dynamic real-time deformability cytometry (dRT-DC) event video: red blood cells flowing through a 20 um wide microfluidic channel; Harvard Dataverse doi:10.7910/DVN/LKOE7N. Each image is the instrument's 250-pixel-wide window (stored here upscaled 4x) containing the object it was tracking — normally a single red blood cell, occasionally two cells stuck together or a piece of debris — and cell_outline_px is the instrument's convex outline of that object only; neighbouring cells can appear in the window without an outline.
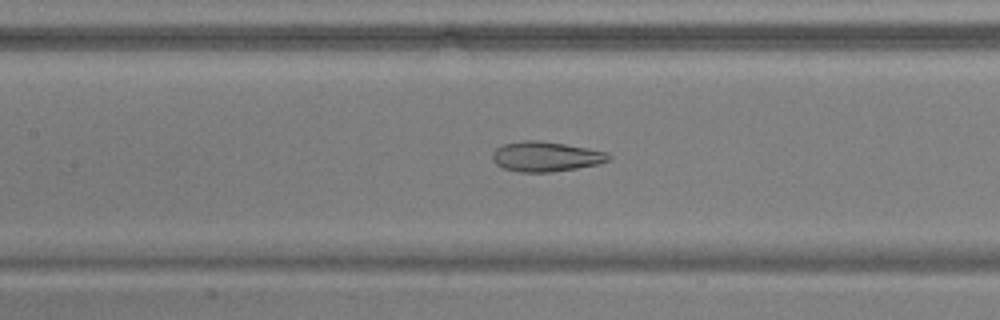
{"species": "common noctule bat (a hibernating species)", "species_latin": "Nyctalus noctula", "temperature_condition": "warm", "stored_images_in_passage": 43, "camera_frame_rate_fps": 3000, "um_per_image_px": 0.085, "animal": {"sex": "male", "body_mass_g": 17.9, "forearm_length_mm": 54.2}, "frame": {"image": 1, "passage_image": 25, "time_ms": 8.0, "image_size_px": [1000, 320], "cell_outline_px": [[612, 156], [608, 160], [600, 164], [552, 172], [520, 172], [504, 168], [496, 164], [492, 160], [492, 152], [496, 148], [504, 144], [524, 140], [540, 140], [588, 148], [608, 152]], "centroid_in_image_um": [46.4, 13.3], "position_along_channel_um": 161.0, "area_um2": 20.35}}
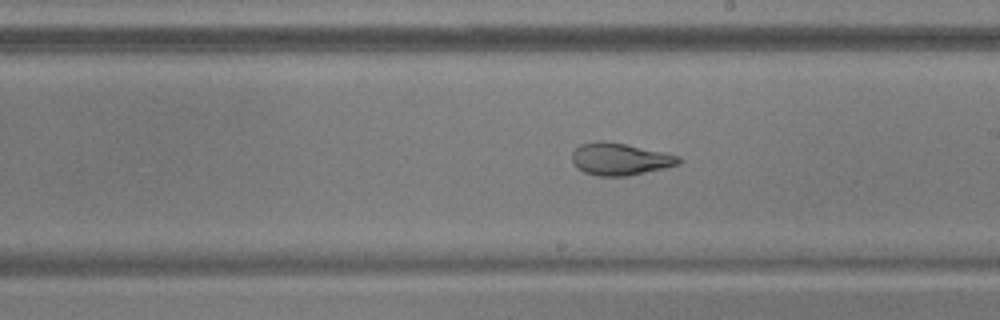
{"frame": {"image": 2, "passage_image": 31, "time_ms": 10.0, "image_size_px": [1000, 320], "cell_outline_px": [[680, 164], [664, 168], [628, 176], [596, 176], [584, 172], [576, 168], [572, 160], [572, 152], [580, 144], [596, 140], [604, 140], [624, 144], [680, 156]], "centroid_in_image_um": [52.65, 13.52], "position_along_channel_um": 236.4, "area_um2": 20.0}}